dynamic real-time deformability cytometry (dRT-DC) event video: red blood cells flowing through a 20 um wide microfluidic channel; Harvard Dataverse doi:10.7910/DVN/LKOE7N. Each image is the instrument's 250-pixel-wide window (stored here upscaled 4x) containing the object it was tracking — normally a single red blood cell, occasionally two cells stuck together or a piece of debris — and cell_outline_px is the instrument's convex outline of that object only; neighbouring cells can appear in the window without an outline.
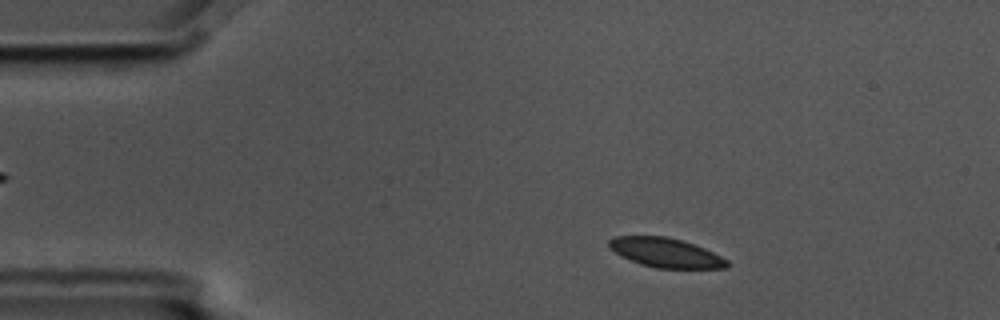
{"species": "common noctule bat (a hibernating species)", "species_latin": "Nyctalus noctula", "temperature_condition": "cold", "stored_images_in_passage": 3, "camera_frame_rate_fps": 3000, "um_per_image_px": 0.085, "animal": {"sex": "male", "body_mass_g": 17.5, "forearm_length_mm": 52.3}, "frame": {"image": 1, "passage_image": 1, "time_ms": 0.0, "image_size_px": [1000, 320], "cell_outline_px": [[728, 268], [656, 268], [640, 264], [620, 256], [608, 248], [608, 240], [612, 236], [664, 236], [680, 240], [704, 248], [728, 260]], "centroid_in_image_um": [56.52, 21.48], "position_along_channel_um": 28.5, "area_um2": 20.17}}